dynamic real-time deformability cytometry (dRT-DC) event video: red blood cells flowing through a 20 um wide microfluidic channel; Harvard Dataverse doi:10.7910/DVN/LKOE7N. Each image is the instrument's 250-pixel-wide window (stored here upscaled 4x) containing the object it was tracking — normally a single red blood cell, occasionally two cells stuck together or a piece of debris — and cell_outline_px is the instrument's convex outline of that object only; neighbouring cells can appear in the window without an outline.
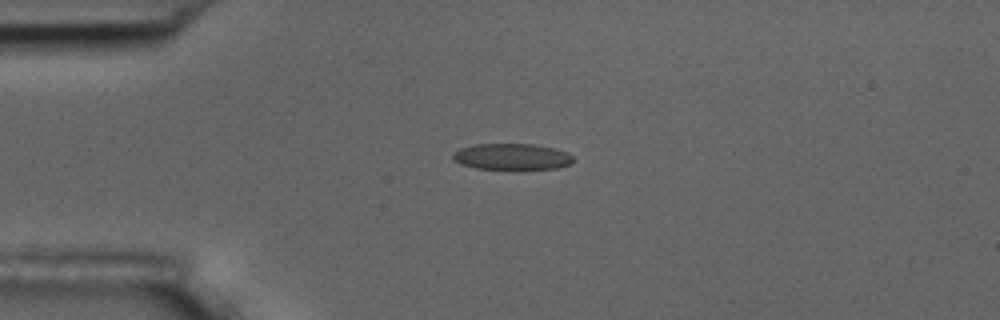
{"species": "common noctule bat (a hibernating species)", "species_latin": "Nyctalus noctula", "temperature_condition": "room temperature", "stored_images_in_passage": 4, "camera_frame_rate_fps": 3000, "um_per_image_px": 0.085, "animal": {"sex": "male", "body_mass_g": 17.5, "forearm_length_mm": 52.3}, "frame": {"image": 1, "passage_image": 3, "time_ms": 2.333, "image_size_px": [1000, 320], "cell_outline_px": [[576, 160], [572, 164], [556, 168], [476, 168], [460, 164], [452, 156], [452, 152], [460, 148], [472, 144], [536, 144], [556, 148], [568, 152]], "centroid_in_image_um": [43.54, 13.29], "position_along_channel_um": 41.5, "area_um2": 18.38}}